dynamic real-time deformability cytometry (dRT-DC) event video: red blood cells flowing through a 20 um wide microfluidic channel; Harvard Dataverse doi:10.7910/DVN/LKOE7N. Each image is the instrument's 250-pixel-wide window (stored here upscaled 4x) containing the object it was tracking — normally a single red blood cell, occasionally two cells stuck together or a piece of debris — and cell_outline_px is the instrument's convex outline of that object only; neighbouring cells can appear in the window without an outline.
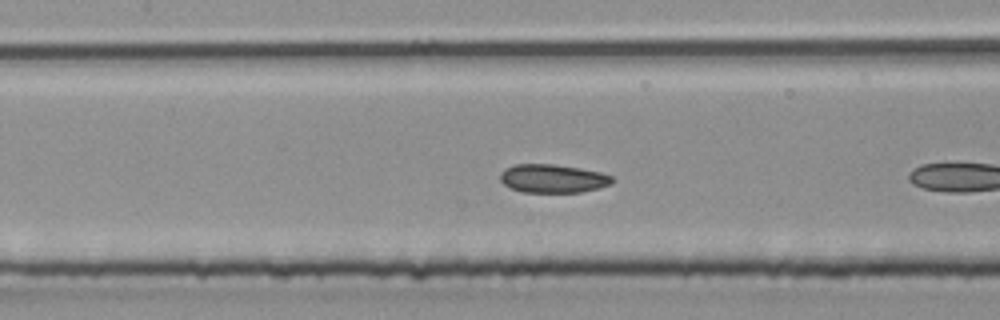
{"species": "common noctule bat (a hibernating species)", "species_latin": "Nyctalus noctula", "temperature_condition": "room temperature", "stored_images_in_passage": 9, "camera_frame_rate_fps": 3000, "um_per_image_px": 0.085, "animal": {"sex": "male", "body_mass_g": 20.4}, "frame": {"image": 1, "passage_image": 8, "time_ms": 2.333, "image_size_px": [1000, 320], "cell_outline_px": [[616, 180], [612, 184], [580, 192], [524, 192], [512, 188], [504, 184], [500, 180], [500, 172], [504, 168], [516, 164], [556, 164], [580, 168], [600, 172], [612, 176]], "centroid_in_image_um": [47.0, 15.16], "position_along_channel_um": 160.4, "area_um2": 18.61}}